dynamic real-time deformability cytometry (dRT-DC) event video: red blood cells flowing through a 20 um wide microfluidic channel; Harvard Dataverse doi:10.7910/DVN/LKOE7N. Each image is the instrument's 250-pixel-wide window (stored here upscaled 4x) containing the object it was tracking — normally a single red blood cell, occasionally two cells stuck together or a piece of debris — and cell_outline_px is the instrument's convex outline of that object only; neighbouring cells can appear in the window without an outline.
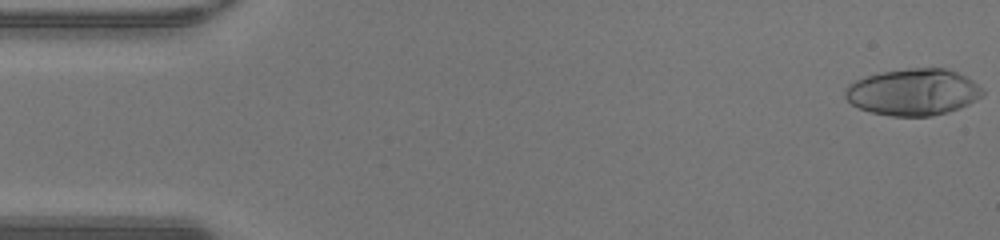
{"species": "human", "species_latin": "Homo sapiens", "temperature_condition": "warm", "stored_images_in_passage": 48, "camera_frame_rate_fps": 3000, "um_per_image_px": 0.085, "donor": {"sex": "male"}, "frame": {"image": 1, "passage_image": 1, "time_ms": 0.0, "image_size_px": [1000, 240], "cell_outline_px": [[984, 96], [960, 108], [948, 112], [932, 116], [892, 116], [872, 112], [860, 108], [852, 104], [844, 96], [844, 92], [848, 84], [856, 80], [868, 76], [884, 72], [908, 68], [944, 68], [956, 72], [972, 80], [984, 88]], "centroid_in_image_um": [77.65, 7.83], "position_along_channel_um": 7.3, "area_um2": 37.28}}
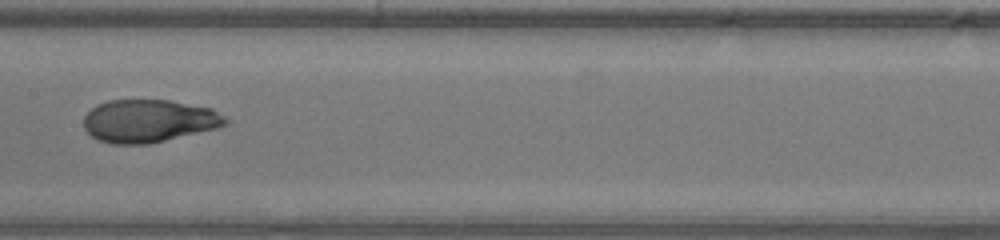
{"frame": {"image": 2, "passage_image": 24, "time_ms": 7.667, "image_size_px": [1000, 240], "cell_outline_px": [[228, 124], [216, 128], [148, 144], [112, 144], [100, 140], [92, 136], [84, 128], [84, 116], [96, 104], [108, 100], [168, 100], [212, 108], [224, 116], [228, 120]], "centroid_in_image_um": [12.63, 10.27], "position_along_channel_um": 194.8, "area_um2": 35.2}}
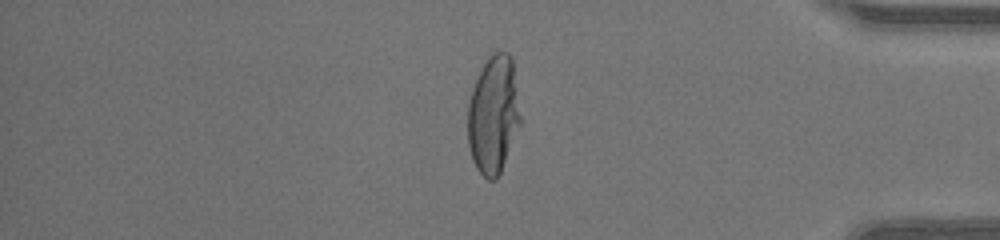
{"frame": {"image": 3, "passage_image": 40, "time_ms": 13.0, "image_size_px": [1000, 240], "cell_outline_px": [[520, 124], [500, 172], [496, 180], [488, 180], [476, 168], [472, 160], [468, 144], [468, 104], [472, 88], [488, 56], [492, 52], [508, 52], [512, 60], [520, 116]], "centroid_in_image_um": [41.91, 9.76], "position_along_channel_um": 393.3, "area_um2": 35.72}, "authors_computed_cell_mechanics": {"area_um2": 36.0961, "velocity_mm_per_s": 4.3246, "shape_relaxation_time_tau1_ms": 6.5941, "shape_relaxation_time_tau2_ms": null, "deformation_change_tau1": 0.3318, "deformation_change_tau2": null}}